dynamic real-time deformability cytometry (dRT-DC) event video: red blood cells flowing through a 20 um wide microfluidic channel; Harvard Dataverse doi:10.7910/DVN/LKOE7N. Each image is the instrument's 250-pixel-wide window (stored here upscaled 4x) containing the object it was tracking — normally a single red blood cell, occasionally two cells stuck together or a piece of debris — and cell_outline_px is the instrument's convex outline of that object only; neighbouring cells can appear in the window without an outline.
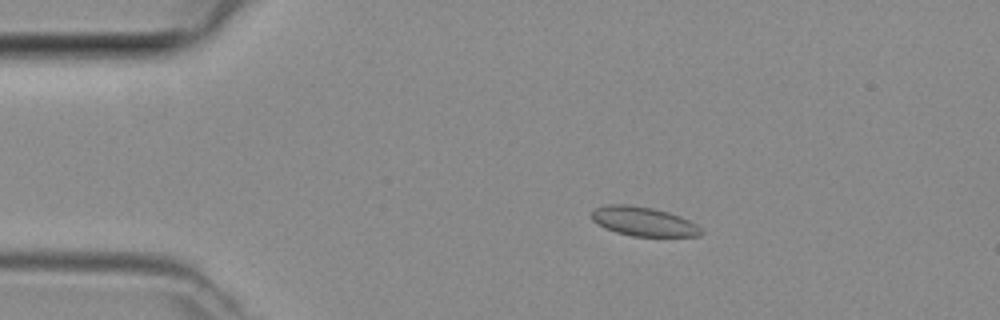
{"species": "common noctule bat (a hibernating species)", "species_latin": "Nyctalus noctula", "temperature_condition": "room temperature", "stored_images_in_passage": 46, "camera_frame_rate_fps": 3000, "um_per_image_px": 0.085, "animal": {"sex": "female", "body_mass_g": 29.2, "forearm_length_mm": 56.3}, "frame": {"image": 1, "passage_image": 8, "time_ms": 2.333, "image_size_px": [1000, 320], "cell_outline_px": [[704, 232], [700, 236], [632, 236], [616, 232], [604, 228], [596, 224], [592, 220], [592, 212], [596, 208], [608, 204], [628, 204], [652, 208], [668, 212], [680, 216], [696, 224]], "centroid_in_image_um": [54.68, 18.82], "position_along_channel_um": 30.3, "area_um2": 18.61}}
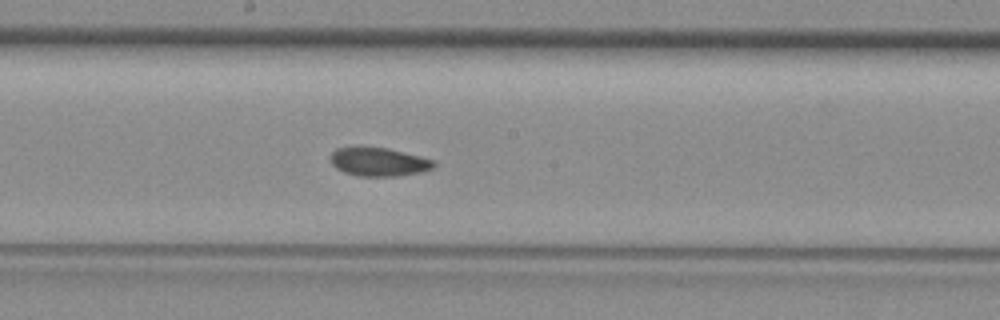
{"frame": {"image": 2, "passage_image": 24, "time_ms": 7.667, "image_size_px": [1000, 320], "cell_outline_px": [[436, 164], [432, 168], [424, 172], [396, 176], [360, 176], [344, 172], [336, 168], [332, 164], [332, 152], [336, 148], [388, 148], [436, 160]], "centroid_in_image_um": [32.26, 13.77], "position_along_channel_um": 215.9, "area_um2": 16.99}}
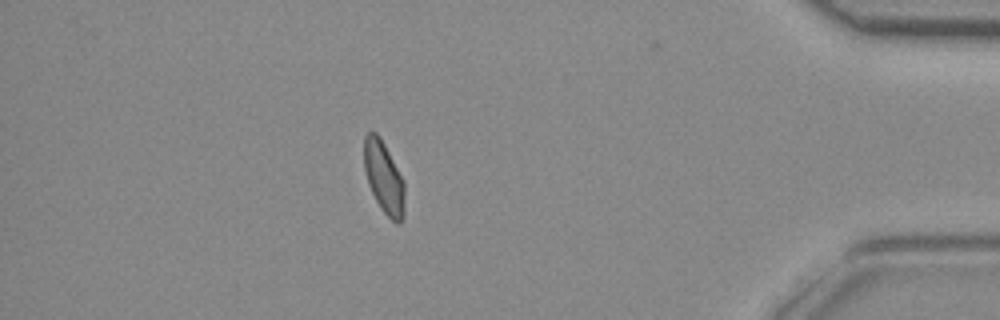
{"frame": {"image": 3, "passage_image": 40, "time_ms": 13.0, "image_size_px": [1000, 320], "cell_outline_px": [[404, 212], [400, 224], [396, 224], [380, 208], [368, 184], [364, 168], [364, 136], [368, 132], [376, 132], [380, 136], [404, 180]], "centroid_in_image_um": [32.63, 15.08], "position_along_channel_um": 402.6, "area_um2": 17.05}}